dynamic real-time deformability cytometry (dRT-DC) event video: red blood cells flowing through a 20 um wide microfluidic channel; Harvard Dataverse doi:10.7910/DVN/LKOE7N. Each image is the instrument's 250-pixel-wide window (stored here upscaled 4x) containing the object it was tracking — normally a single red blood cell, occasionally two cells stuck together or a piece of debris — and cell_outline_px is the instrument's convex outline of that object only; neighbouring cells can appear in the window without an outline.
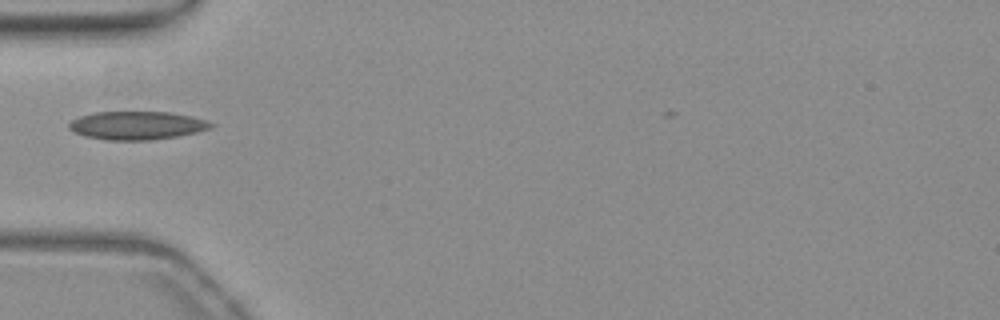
{"species": "common noctule bat (a hibernating species)", "species_latin": "Nyctalus noctula", "temperature_condition": "warm", "stored_images_in_passage": 32, "camera_frame_rate_fps": 3000, "um_per_image_px": 0.085, "animal": {"sex": "female", "body_mass_g": 19.3, "forearm_length_mm": 54.1}, "frame": {"image": 1, "passage_image": 1, "time_ms": 0.0, "image_size_px": [1000, 320], "cell_outline_px": [[216, 124], [212, 128], [196, 132], [176, 136], [152, 140], [108, 140], [84, 136], [68, 128], [68, 124], [72, 120], [80, 116], [96, 112], [172, 112], [192, 116], [208, 120]], "centroid_in_image_um": [11.68, 10.66], "position_along_channel_um": 73.3, "area_um2": 23.47}}
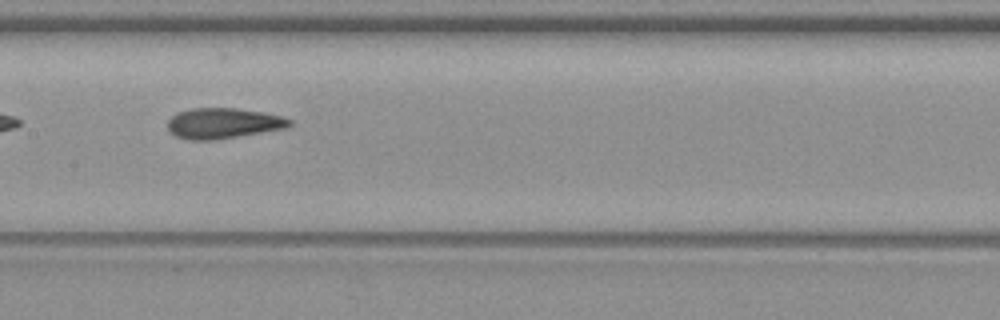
{"frame": {"image": 2, "passage_image": 10, "time_ms": 3.0, "image_size_px": [1000, 320], "cell_outline_px": [[292, 124], [284, 128], [212, 140], [188, 140], [176, 136], [168, 132], [168, 120], [176, 112], [192, 108], [236, 108], [264, 112], [284, 116], [292, 120]], "centroid_in_image_um": [18.94, 10.46], "position_along_channel_um": 188.5, "area_um2": 21.68}}
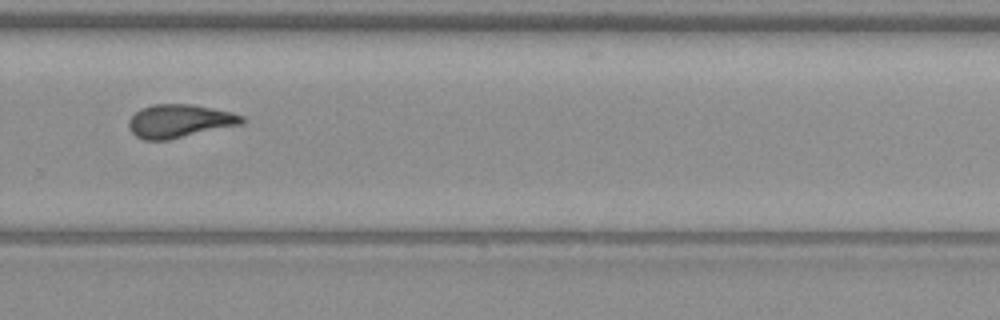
{"frame": {"image": 3, "passage_image": 20, "time_ms": 6.333, "image_size_px": [1000, 320], "cell_outline_px": [[244, 124], [168, 140], [144, 140], [136, 136], [128, 128], [128, 120], [140, 108], [152, 104], [192, 104], [232, 112], [244, 116]], "centroid_in_image_um": [15.26, 10.29], "position_along_channel_um": 314.5, "area_um2": 22.14}}